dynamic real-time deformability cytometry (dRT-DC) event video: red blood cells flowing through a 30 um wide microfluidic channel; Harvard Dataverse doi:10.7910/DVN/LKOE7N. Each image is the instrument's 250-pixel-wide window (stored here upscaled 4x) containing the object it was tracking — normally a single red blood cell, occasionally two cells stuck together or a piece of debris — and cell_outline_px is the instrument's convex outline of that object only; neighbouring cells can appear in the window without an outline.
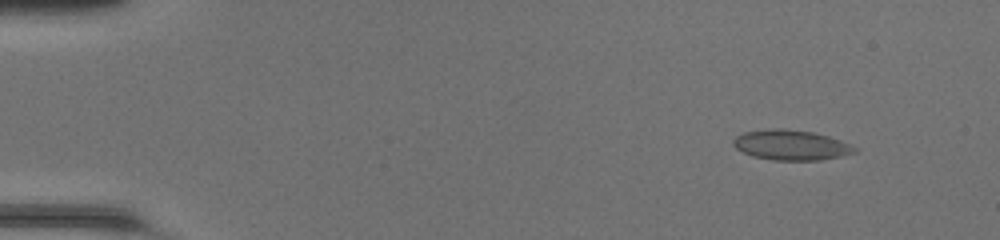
{"species": "common noctule bat (a hibernating species)", "species_latin": "Nyctalus noctula", "temperature_condition": "room temperature", "stored_images_in_passage": 49, "camera_frame_rate_fps": 3000, "um_per_image_px": 0.085, "animal": {"sex": "female", "body_mass_g": 20.0, "forearm_length_mm": 54.0}, "frame": {"image": 1, "passage_image": 5, "time_ms": 1.333, "image_size_px": [1000, 240], "cell_outline_px": [[856, 152], [840, 156], [820, 160], [772, 160], [752, 156], [736, 148], [732, 144], [732, 140], [736, 136], [744, 132], [768, 128], [784, 128], [812, 132], [828, 136], [840, 140], [856, 148]], "centroid_in_image_um": [67.19, 12.32], "position_along_channel_um": 17.8, "area_um2": 21.27}}
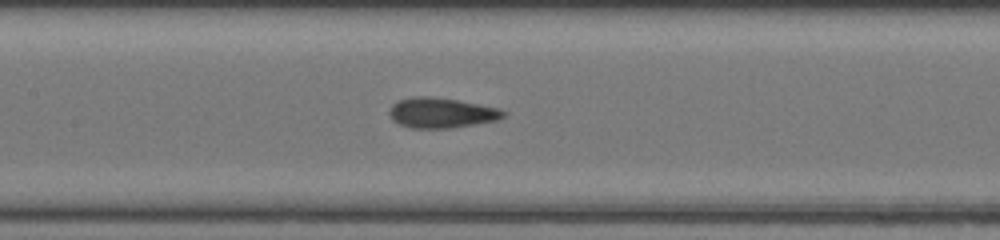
{"frame": {"image": 2, "passage_image": 24, "time_ms": 7.667, "image_size_px": [1000, 240], "cell_outline_px": [[508, 112], [504, 116], [496, 120], [452, 128], [412, 128], [400, 124], [392, 120], [388, 112], [392, 104], [396, 100], [412, 96], [432, 96], [456, 100], [500, 108]], "centroid_in_image_um": [37.49, 9.58], "position_along_channel_um": 169.9, "area_um2": 20.17}}
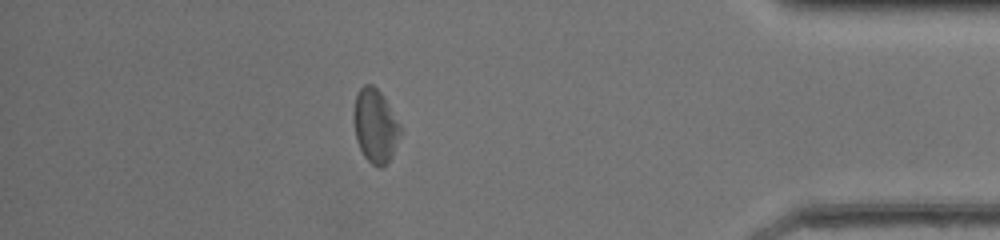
{"frame": {"image": 3, "passage_image": 43, "time_ms": 14.0, "image_size_px": [1000, 240], "cell_outline_px": [[400, 132], [392, 156], [380, 168], [372, 164], [364, 156], [356, 140], [352, 120], [352, 112], [356, 96], [360, 88], [364, 84], [372, 84], [384, 96], [400, 124]], "centroid_in_image_um": [31.86, 10.66], "position_along_channel_um": 403.3, "area_um2": 20.0}, "authors_computed_cell_mechanics": {"area_um2": 20.1722, "velocity_mm_per_s": 4.2919, "shape_relaxation_time_tau1_ms": 3.8154, "shape_relaxation_time_tau2_ms": 1.6734, "deformation_change_tau1": 0.0848, "deformation_change_tau2": 0.068}}